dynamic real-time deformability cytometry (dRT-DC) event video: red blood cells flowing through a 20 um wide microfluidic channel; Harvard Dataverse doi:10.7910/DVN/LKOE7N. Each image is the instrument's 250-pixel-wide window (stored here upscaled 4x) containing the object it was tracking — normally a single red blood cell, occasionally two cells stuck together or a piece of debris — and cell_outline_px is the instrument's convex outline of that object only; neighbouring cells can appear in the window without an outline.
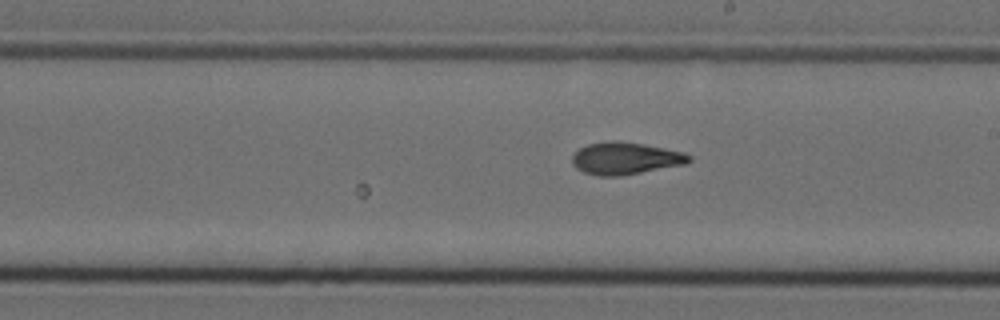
{"species": "Egyptian fruit bat (a non-hibernating species)", "species_latin": "Rousettus aegyptiacus", "temperature_condition": "cold", "stored_images_in_passage": 20, "camera_frame_rate_fps": 3000, "um_per_image_px": 0.085, "animal": {"sex": "female"}, "frame": {"image": 1, "passage_image": 20, "time_ms": 6.333, "image_size_px": [1000, 320], "cell_outline_px": [[692, 160], [684, 164], [620, 176], [596, 176], [584, 172], [576, 168], [572, 164], [572, 156], [580, 148], [588, 144], [612, 140], [616, 140], [644, 144], [684, 152], [692, 156]], "centroid_in_image_um": [53.15, 13.46], "position_along_channel_um": 235.9, "area_um2": 21.91}}